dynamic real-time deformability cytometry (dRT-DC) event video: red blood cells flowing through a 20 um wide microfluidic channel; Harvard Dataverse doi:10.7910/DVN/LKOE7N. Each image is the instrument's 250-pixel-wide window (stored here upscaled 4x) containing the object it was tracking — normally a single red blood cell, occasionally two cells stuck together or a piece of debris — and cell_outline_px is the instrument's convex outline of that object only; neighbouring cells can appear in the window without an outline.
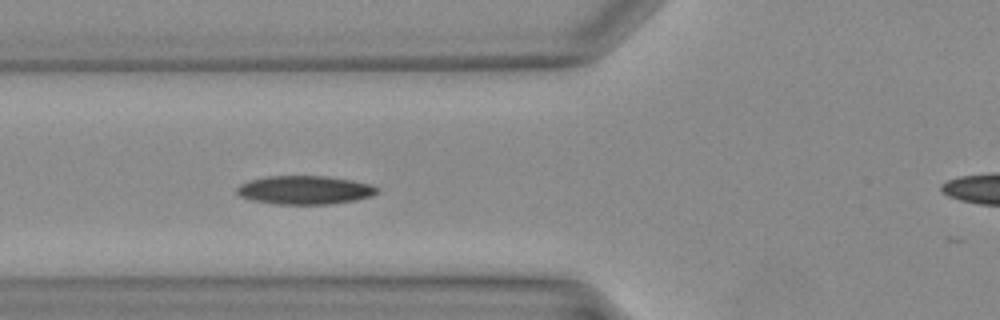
{"species": "Egyptian fruit bat (a non-hibernating species)", "species_latin": "Rousettus aegyptiacus", "temperature_condition": "warm", "stored_images_in_passage": 36, "camera_frame_rate_fps": 3000, "um_per_image_px": 0.085, "animal": {"sex": "female"}, "frame": {"image": 1, "passage_image": 11, "time_ms": 3.333, "image_size_px": [1000, 320], "cell_outline_px": [[380, 192], [368, 196], [352, 200], [328, 204], [276, 204], [256, 200], [240, 196], [236, 192], [236, 188], [240, 184], [248, 180], [268, 176], [328, 176], [352, 180], [372, 184], [380, 188]], "centroid_in_image_um": [25.91, 16.13], "position_along_channel_um": 99.9, "area_um2": 23.24}}
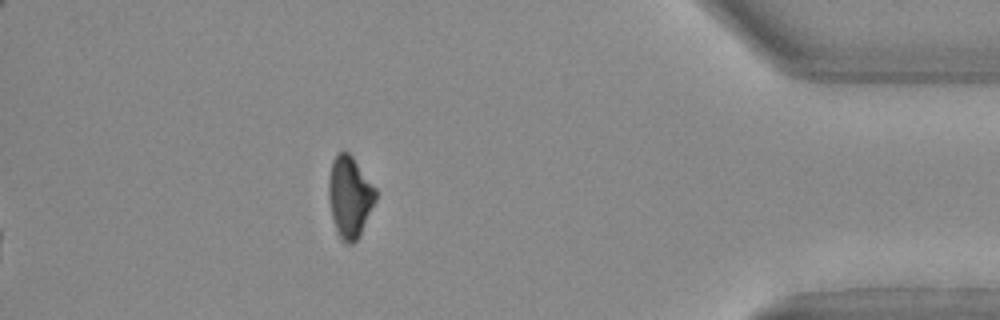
{"frame": {"image": 2, "passage_image": 36, "time_ms": 11.667, "image_size_px": [1000, 320], "cell_outline_px": [[376, 200], [360, 236], [352, 244], [344, 244], [340, 240], [332, 216], [328, 196], [328, 180], [332, 160], [340, 152], [348, 152], [352, 156], [376, 188]], "centroid_in_image_um": [29.73, 16.76], "position_along_channel_um": 405.5, "area_um2": 22.31}}